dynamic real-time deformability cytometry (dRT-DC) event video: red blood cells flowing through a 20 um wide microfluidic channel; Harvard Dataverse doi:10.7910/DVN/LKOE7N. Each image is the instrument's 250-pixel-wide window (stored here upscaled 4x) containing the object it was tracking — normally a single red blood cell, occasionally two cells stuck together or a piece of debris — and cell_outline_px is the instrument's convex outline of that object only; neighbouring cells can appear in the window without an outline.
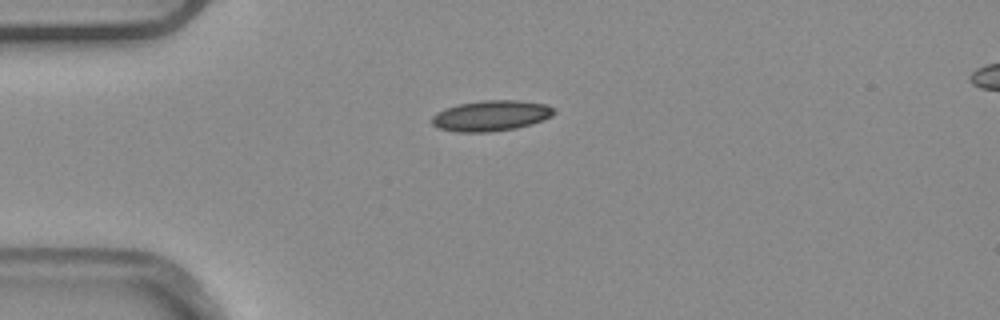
{"species": "common noctule bat (a hibernating species)", "species_latin": "Nyctalus noctula", "temperature_condition": "warm", "stored_images_in_passage": 5, "camera_frame_rate_fps": 3000, "um_per_image_px": 0.085, "animal": {"sex": "male", "body_mass_g": 20.4}, "frame": {"image": 1, "passage_image": 1, "time_ms": 0.0, "image_size_px": [1000, 320], "cell_outline_px": [[556, 112], [552, 116], [544, 120], [532, 124], [516, 128], [488, 132], [456, 132], [440, 128], [432, 124], [432, 116], [436, 112], [460, 104], [484, 100], [520, 100], [548, 104], [556, 108]], "centroid_in_image_um": [41.81, 9.83], "position_along_channel_um": 43.2, "area_um2": 21.91}}